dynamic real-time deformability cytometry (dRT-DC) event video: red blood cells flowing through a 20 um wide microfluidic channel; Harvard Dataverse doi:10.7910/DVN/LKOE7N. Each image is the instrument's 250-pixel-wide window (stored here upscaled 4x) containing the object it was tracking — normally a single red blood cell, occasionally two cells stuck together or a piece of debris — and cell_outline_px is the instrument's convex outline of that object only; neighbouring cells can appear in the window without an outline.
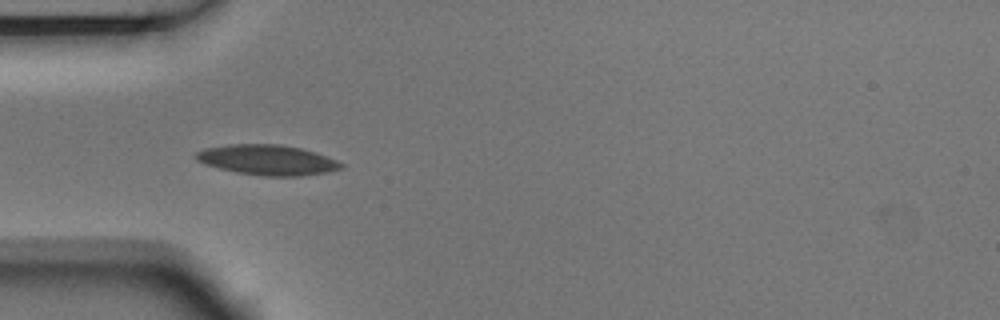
{"species": "Egyptian fruit bat (a non-hibernating species)", "species_latin": "Rousettus aegyptiacus", "temperature_condition": "room temperature", "stored_images_in_passage": 5, "camera_frame_rate_fps": 3000, "um_per_image_px": 0.085, "animal": {"sex": "male"}, "frame": {"image": 1, "passage_image": 4, "time_ms": 1.0, "image_size_px": [1000, 320], "cell_outline_px": [[344, 168], [324, 172], [300, 176], [264, 176], [236, 172], [220, 168], [196, 160], [196, 152], [204, 148], [228, 144], [280, 144], [300, 148], [316, 152], [336, 160], [344, 164]], "centroid_in_image_um": [22.74, 13.58], "position_along_channel_um": 62.3, "area_um2": 25.37}}
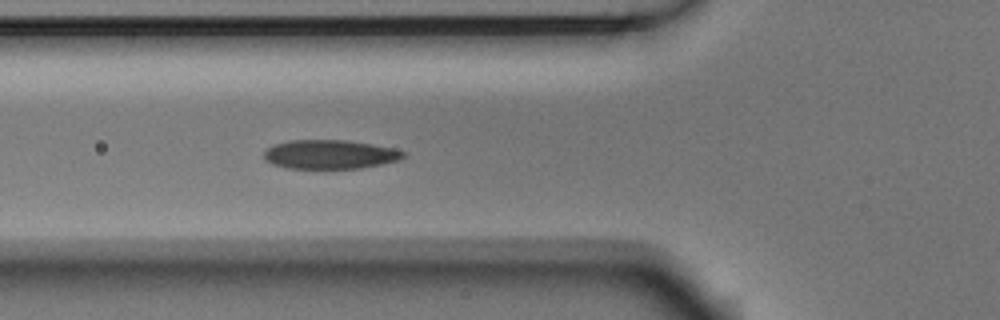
{"frame": {"image": 2, "passage_image": 5, "time_ms": 1.333, "image_size_px": [1000, 320], "cell_outline_px": [[408, 156], [400, 160], [360, 168], [288, 168], [272, 164], [264, 156], [264, 152], [268, 148], [276, 144], [288, 140], [348, 140], [372, 144], [392, 148], [408, 152]], "centroid_in_image_um": [28.11, 13.12], "position_along_channel_um": 97.7, "area_um2": 23.52}}